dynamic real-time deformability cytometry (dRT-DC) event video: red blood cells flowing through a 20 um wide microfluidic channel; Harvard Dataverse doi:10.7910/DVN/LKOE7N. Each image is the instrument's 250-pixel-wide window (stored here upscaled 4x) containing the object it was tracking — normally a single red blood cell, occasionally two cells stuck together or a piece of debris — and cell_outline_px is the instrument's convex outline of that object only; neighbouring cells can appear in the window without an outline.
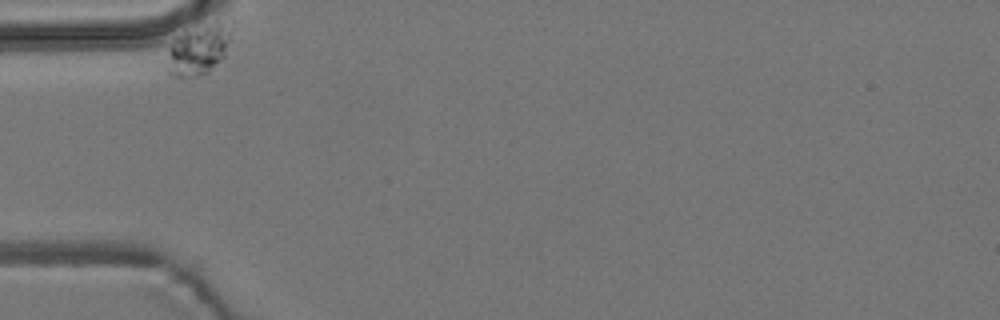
{"species": "common noctule bat (a hibernating species)", "species_latin": "Nyctalus noctula", "temperature_condition": "room temperature", "stored_images_in_passage": 37, "camera_frame_rate_fps": 3000, "um_per_image_px": 0.085, "animal": {"sex": "male", "body_mass_g": 19.2, "forearm_length_mm": 51.8}, "frame": {"image": 1, "passage_image": 1, "time_ms": 0.0, "image_size_px": [1000, 320], "cell_outline_px": [[232, 28], [224, 56], [208, 72], [196, 76], [172, 76], [168, 72], [168, 48], [176, 40], [204, 24], [216, 20], [232, 16]], "centroid_in_image_um": [16.98, 4.15], "position_along_channel_um": 68.0, "area_um2": 18.55}}
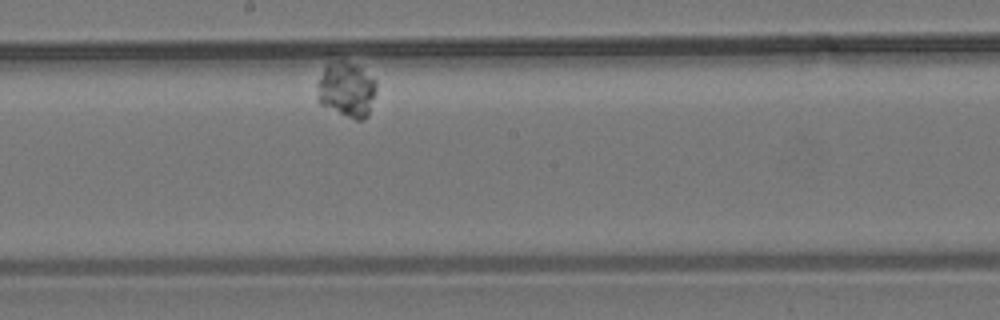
{"frame": {"image": 2, "passage_image": 20, "time_ms": 6.333, "image_size_px": [1000, 320], "cell_outline_px": [[376, 92], [368, 116], [364, 120], [356, 120], [320, 104], [316, 96], [316, 84], [328, 52], [360, 68], [376, 80]], "centroid_in_image_um": [29.37, 7.5], "position_along_channel_um": 218.8, "area_um2": 20.06}}
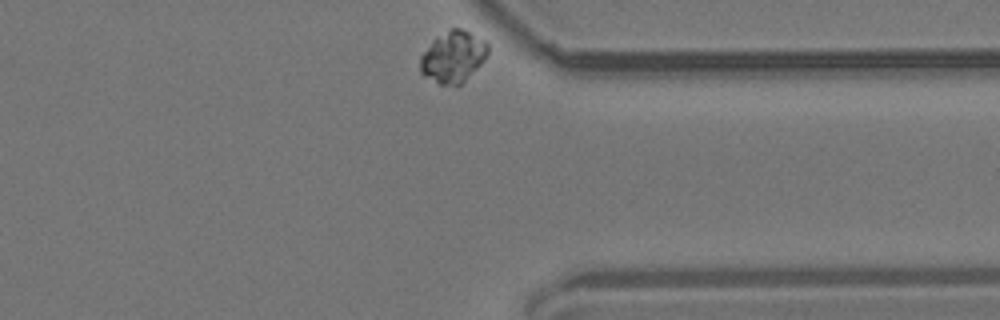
{"frame": {"image": 3, "passage_image": 37, "time_ms": 12.0, "image_size_px": [1000, 320], "cell_outline_px": [[488, 56], [460, 84], [440, 84], [424, 76], [420, 72], [420, 56], [432, 40], [452, 28], [460, 28], [484, 40], [488, 44]], "centroid_in_image_um": [38.5, 4.82], "position_along_channel_um": 372.9, "area_um2": 19.88}, "authors_computed_cell_mechanics": {"area_um2": 19.074, "velocity_mm_per_s": 2.5753, "shape_relaxation_time_tau1_ms": 1.3801, "shape_relaxation_time_tau2_ms": null, "deformation_change_tau1": 0.0755, "deformation_change_tau2": null}}